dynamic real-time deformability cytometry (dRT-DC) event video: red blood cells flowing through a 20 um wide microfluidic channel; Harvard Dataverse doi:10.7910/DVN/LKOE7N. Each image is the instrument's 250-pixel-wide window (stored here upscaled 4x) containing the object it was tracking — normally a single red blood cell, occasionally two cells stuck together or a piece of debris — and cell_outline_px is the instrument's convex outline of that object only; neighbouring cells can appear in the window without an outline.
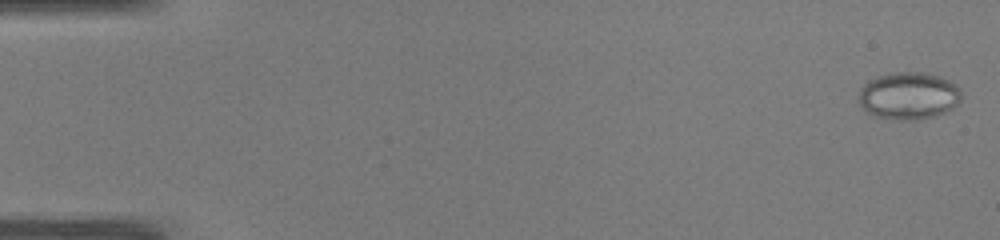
{"species": "common noctule bat (a hibernating species)", "species_latin": "Nyctalus noctula", "temperature_condition": "warm", "stored_images_in_passage": 50, "camera_frame_rate_fps": 3000, "um_per_image_px": 0.085, "animal": {"sex": "male", "body_mass_g": 19.0, "forearm_length_mm": 50.8}, "frame": {"image": 1, "passage_image": 1, "time_ms": 0.0, "image_size_px": [1000, 240], "cell_outline_px": [[960, 100], [952, 108], [936, 116], [916, 120], [900, 120], [876, 116], [868, 112], [860, 104], [860, 88], [868, 80], [880, 76], [896, 72], [924, 72], [940, 76], [956, 84], [960, 88]], "centroid_in_image_um": [77.26, 8.14], "position_along_channel_um": 7.7, "area_um2": 28.15}}
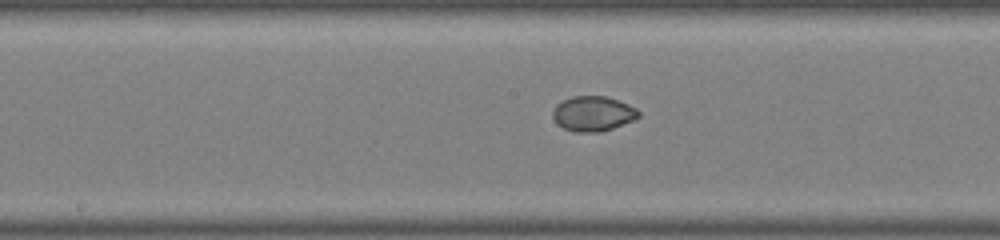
{"frame": {"image": 2, "passage_image": 26, "time_ms": 8.333, "image_size_px": [1000, 240], "cell_outline_px": [[640, 116], [632, 120], [612, 128], [600, 132], [576, 132], [564, 128], [556, 124], [552, 116], [552, 112], [556, 104], [572, 96], [604, 96], [628, 104], [636, 108], [640, 112]], "centroid_in_image_um": [50.37, 9.66], "position_along_channel_um": 197.8, "area_um2": 17.4}}
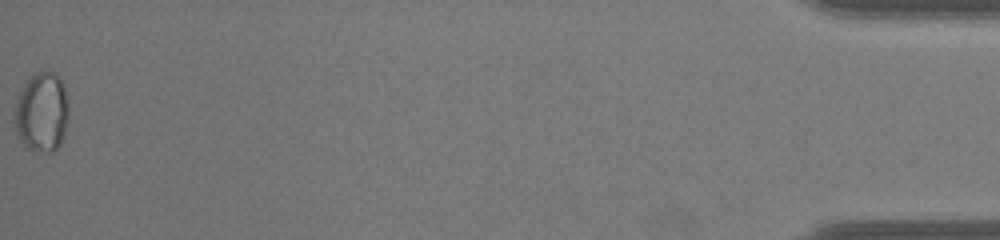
{"frame": {"image": 3, "passage_image": 50, "time_ms": 16.333, "image_size_px": [1000, 240], "cell_outline_px": [[68, 120], [60, 144], [52, 152], [36, 152], [28, 148], [20, 140], [16, 132], [12, 120], [16, 100], [20, 92], [32, 72], [56, 72], [60, 76], [64, 84], [68, 104]], "centroid_in_image_um": [3.54, 9.53], "position_along_channel_um": 431.7, "area_um2": 25.61}}